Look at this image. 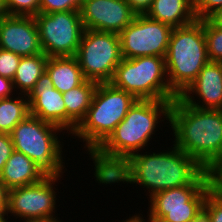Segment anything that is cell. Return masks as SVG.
Listing matches in <instances>:
<instances>
[{
  "instance_id": "obj_1",
  "label": "cell",
  "mask_w": 222,
  "mask_h": 222,
  "mask_svg": "<svg viewBox=\"0 0 222 222\" xmlns=\"http://www.w3.org/2000/svg\"><path fill=\"white\" fill-rule=\"evenodd\" d=\"M165 151L131 155L103 184H138L146 188L151 197L157 192L190 183H207L212 178L211 171L205 170L174 144Z\"/></svg>"
},
{
  "instance_id": "obj_32",
  "label": "cell",
  "mask_w": 222,
  "mask_h": 222,
  "mask_svg": "<svg viewBox=\"0 0 222 222\" xmlns=\"http://www.w3.org/2000/svg\"><path fill=\"white\" fill-rule=\"evenodd\" d=\"M8 189L0 181V215L5 219V213L7 210Z\"/></svg>"
},
{
  "instance_id": "obj_25",
  "label": "cell",
  "mask_w": 222,
  "mask_h": 222,
  "mask_svg": "<svg viewBox=\"0 0 222 222\" xmlns=\"http://www.w3.org/2000/svg\"><path fill=\"white\" fill-rule=\"evenodd\" d=\"M40 0H5L9 15L36 16L39 14Z\"/></svg>"
},
{
  "instance_id": "obj_18",
  "label": "cell",
  "mask_w": 222,
  "mask_h": 222,
  "mask_svg": "<svg viewBox=\"0 0 222 222\" xmlns=\"http://www.w3.org/2000/svg\"><path fill=\"white\" fill-rule=\"evenodd\" d=\"M145 15L172 28L182 27L196 20L193 0H153Z\"/></svg>"
},
{
  "instance_id": "obj_3",
  "label": "cell",
  "mask_w": 222,
  "mask_h": 222,
  "mask_svg": "<svg viewBox=\"0 0 222 222\" xmlns=\"http://www.w3.org/2000/svg\"><path fill=\"white\" fill-rule=\"evenodd\" d=\"M169 123L174 145L205 170L222 166V110L198 109L177 97L171 104Z\"/></svg>"
},
{
  "instance_id": "obj_5",
  "label": "cell",
  "mask_w": 222,
  "mask_h": 222,
  "mask_svg": "<svg viewBox=\"0 0 222 222\" xmlns=\"http://www.w3.org/2000/svg\"><path fill=\"white\" fill-rule=\"evenodd\" d=\"M136 100L110 83H98L85 118L72 135L85 142L84 148L91 155L125 118Z\"/></svg>"
},
{
  "instance_id": "obj_38",
  "label": "cell",
  "mask_w": 222,
  "mask_h": 222,
  "mask_svg": "<svg viewBox=\"0 0 222 222\" xmlns=\"http://www.w3.org/2000/svg\"><path fill=\"white\" fill-rule=\"evenodd\" d=\"M148 216H149L148 222H163V221L160 220V219H156V218L151 217L149 214H148Z\"/></svg>"
},
{
  "instance_id": "obj_22",
  "label": "cell",
  "mask_w": 222,
  "mask_h": 222,
  "mask_svg": "<svg viewBox=\"0 0 222 222\" xmlns=\"http://www.w3.org/2000/svg\"><path fill=\"white\" fill-rule=\"evenodd\" d=\"M0 99V133L10 134L14 127L29 115L26 95Z\"/></svg>"
},
{
  "instance_id": "obj_31",
  "label": "cell",
  "mask_w": 222,
  "mask_h": 222,
  "mask_svg": "<svg viewBox=\"0 0 222 222\" xmlns=\"http://www.w3.org/2000/svg\"><path fill=\"white\" fill-rule=\"evenodd\" d=\"M13 89L14 87L12 80L0 75V99L11 97L12 92L17 91V89Z\"/></svg>"
},
{
  "instance_id": "obj_16",
  "label": "cell",
  "mask_w": 222,
  "mask_h": 222,
  "mask_svg": "<svg viewBox=\"0 0 222 222\" xmlns=\"http://www.w3.org/2000/svg\"><path fill=\"white\" fill-rule=\"evenodd\" d=\"M29 114L66 130V108L63 95L53 86L45 71L27 95Z\"/></svg>"
},
{
  "instance_id": "obj_24",
  "label": "cell",
  "mask_w": 222,
  "mask_h": 222,
  "mask_svg": "<svg viewBox=\"0 0 222 222\" xmlns=\"http://www.w3.org/2000/svg\"><path fill=\"white\" fill-rule=\"evenodd\" d=\"M203 219L206 222H222V193L213 187L203 204Z\"/></svg>"
},
{
  "instance_id": "obj_17",
  "label": "cell",
  "mask_w": 222,
  "mask_h": 222,
  "mask_svg": "<svg viewBox=\"0 0 222 222\" xmlns=\"http://www.w3.org/2000/svg\"><path fill=\"white\" fill-rule=\"evenodd\" d=\"M44 177L29 157L15 150L0 173V181L8 190L38 183Z\"/></svg>"
},
{
  "instance_id": "obj_21",
  "label": "cell",
  "mask_w": 222,
  "mask_h": 222,
  "mask_svg": "<svg viewBox=\"0 0 222 222\" xmlns=\"http://www.w3.org/2000/svg\"><path fill=\"white\" fill-rule=\"evenodd\" d=\"M48 57L45 54L21 57L18 68L12 80L13 87L20 89L18 95H28L37 80L46 71Z\"/></svg>"
},
{
  "instance_id": "obj_19",
  "label": "cell",
  "mask_w": 222,
  "mask_h": 222,
  "mask_svg": "<svg viewBox=\"0 0 222 222\" xmlns=\"http://www.w3.org/2000/svg\"><path fill=\"white\" fill-rule=\"evenodd\" d=\"M98 83L85 80L81 85L62 93L66 108V131L72 134L85 118Z\"/></svg>"
},
{
  "instance_id": "obj_14",
  "label": "cell",
  "mask_w": 222,
  "mask_h": 222,
  "mask_svg": "<svg viewBox=\"0 0 222 222\" xmlns=\"http://www.w3.org/2000/svg\"><path fill=\"white\" fill-rule=\"evenodd\" d=\"M0 48L21 57L44 54L34 16L8 15L1 19Z\"/></svg>"
},
{
  "instance_id": "obj_7",
  "label": "cell",
  "mask_w": 222,
  "mask_h": 222,
  "mask_svg": "<svg viewBox=\"0 0 222 222\" xmlns=\"http://www.w3.org/2000/svg\"><path fill=\"white\" fill-rule=\"evenodd\" d=\"M109 83L138 100L174 101L178 97L169 86L165 57L123 58Z\"/></svg>"
},
{
  "instance_id": "obj_9",
  "label": "cell",
  "mask_w": 222,
  "mask_h": 222,
  "mask_svg": "<svg viewBox=\"0 0 222 222\" xmlns=\"http://www.w3.org/2000/svg\"><path fill=\"white\" fill-rule=\"evenodd\" d=\"M214 187L207 183H190L155 193L150 197L149 215L163 222H198L203 217L207 193Z\"/></svg>"
},
{
  "instance_id": "obj_34",
  "label": "cell",
  "mask_w": 222,
  "mask_h": 222,
  "mask_svg": "<svg viewBox=\"0 0 222 222\" xmlns=\"http://www.w3.org/2000/svg\"><path fill=\"white\" fill-rule=\"evenodd\" d=\"M212 24L222 28V7L217 9L207 18Z\"/></svg>"
},
{
  "instance_id": "obj_8",
  "label": "cell",
  "mask_w": 222,
  "mask_h": 222,
  "mask_svg": "<svg viewBox=\"0 0 222 222\" xmlns=\"http://www.w3.org/2000/svg\"><path fill=\"white\" fill-rule=\"evenodd\" d=\"M75 57L86 80L109 83L123 59L120 36L85 29Z\"/></svg>"
},
{
  "instance_id": "obj_37",
  "label": "cell",
  "mask_w": 222,
  "mask_h": 222,
  "mask_svg": "<svg viewBox=\"0 0 222 222\" xmlns=\"http://www.w3.org/2000/svg\"><path fill=\"white\" fill-rule=\"evenodd\" d=\"M122 222H145V219H143V215L140 216V214L139 215L136 214V215L132 216L131 218L129 216L128 219H126L125 221H122Z\"/></svg>"
},
{
  "instance_id": "obj_29",
  "label": "cell",
  "mask_w": 222,
  "mask_h": 222,
  "mask_svg": "<svg viewBox=\"0 0 222 222\" xmlns=\"http://www.w3.org/2000/svg\"><path fill=\"white\" fill-rule=\"evenodd\" d=\"M13 151L14 146L10 134L0 133V173Z\"/></svg>"
},
{
  "instance_id": "obj_13",
  "label": "cell",
  "mask_w": 222,
  "mask_h": 222,
  "mask_svg": "<svg viewBox=\"0 0 222 222\" xmlns=\"http://www.w3.org/2000/svg\"><path fill=\"white\" fill-rule=\"evenodd\" d=\"M79 12L85 29L117 34L137 15L126 0H83Z\"/></svg>"
},
{
  "instance_id": "obj_12",
  "label": "cell",
  "mask_w": 222,
  "mask_h": 222,
  "mask_svg": "<svg viewBox=\"0 0 222 222\" xmlns=\"http://www.w3.org/2000/svg\"><path fill=\"white\" fill-rule=\"evenodd\" d=\"M59 177H44L40 182L8 190L7 210L20 219H42L55 217L56 188ZM55 189V190H54Z\"/></svg>"
},
{
  "instance_id": "obj_36",
  "label": "cell",
  "mask_w": 222,
  "mask_h": 222,
  "mask_svg": "<svg viewBox=\"0 0 222 222\" xmlns=\"http://www.w3.org/2000/svg\"><path fill=\"white\" fill-rule=\"evenodd\" d=\"M8 12L5 5V0H0V20L8 16Z\"/></svg>"
},
{
  "instance_id": "obj_6",
  "label": "cell",
  "mask_w": 222,
  "mask_h": 222,
  "mask_svg": "<svg viewBox=\"0 0 222 222\" xmlns=\"http://www.w3.org/2000/svg\"><path fill=\"white\" fill-rule=\"evenodd\" d=\"M63 130L40 118L28 115L10 133L14 150L29 157L45 177H61L63 162L62 143L58 133Z\"/></svg>"
},
{
  "instance_id": "obj_26",
  "label": "cell",
  "mask_w": 222,
  "mask_h": 222,
  "mask_svg": "<svg viewBox=\"0 0 222 222\" xmlns=\"http://www.w3.org/2000/svg\"><path fill=\"white\" fill-rule=\"evenodd\" d=\"M83 0H40L39 13L79 11Z\"/></svg>"
},
{
  "instance_id": "obj_30",
  "label": "cell",
  "mask_w": 222,
  "mask_h": 222,
  "mask_svg": "<svg viewBox=\"0 0 222 222\" xmlns=\"http://www.w3.org/2000/svg\"><path fill=\"white\" fill-rule=\"evenodd\" d=\"M137 15H144L151 7L153 0H126Z\"/></svg>"
},
{
  "instance_id": "obj_2",
  "label": "cell",
  "mask_w": 222,
  "mask_h": 222,
  "mask_svg": "<svg viewBox=\"0 0 222 222\" xmlns=\"http://www.w3.org/2000/svg\"><path fill=\"white\" fill-rule=\"evenodd\" d=\"M172 102L138 99L135 101L115 130L89 156L90 160L94 161V176L98 183L103 184L131 155L145 150L152 135L157 131V124L164 121L160 117L169 122Z\"/></svg>"
},
{
  "instance_id": "obj_20",
  "label": "cell",
  "mask_w": 222,
  "mask_h": 222,
  "mask_svg": "<svg viewBox=\"0 0 222 222\" xmlns=\"http://www.w3.org/2000/svg\"><path fill=\"white\" fill-rule=\"evenodd\" d=\"M46 72L60 93L67 92L86 80L75 56L48 57Z\"/></svg>"
},
{
  "instance_id": "obj_40",
  "label": "cell",
  "mask_w": 222,
  "mask_h": 222,
  "mask_svg": "<svg viewBox=\"0 0 222 222\" xmlns=\"http://www.w3.org/2000/svg\"><path fill=\"white\" fill-rule=\"evenodd\" d=\"M198 222H206L203 217Z\"/></svg>"
},
{
  "instance_id": "obj_23",
  "label": "cell",
  "mask_w": 222,
  "mask_h": 222,
  "mask_svg": "<svg viewBox=\"0 0 222 222\" xmlns=\"http://www.w3.org/2000/svg\"><path fill=\"white\" fill-rule=\"evenodd\" d=\"M204 35L209 60L222 62V28L204 19Z\"/></svg>"
},
{
  "instance_id": "obj_28",
  "label": "cell",
  "mask_w": 222,
  "mask_h": 222,
  "mask_svg": "<svg viewBox=\"0 0 222 222\" xmlns=\"http://www.w3.org/2000/svg\"><path fill=\"white\" fill-rule=\"evenodd\" d=\"M222 7V0H193L196 19H207L213 12Z\"/></svg>"
},
{
  "instance_id": "obj_27",
  "label": "cell",
  "mask_w": 222,
  "mask_h": 222,
  "mask_svg": "<svg viewBox=\"0 0 222 222\" xmlns=\"http://www.w3.org/2000/svg\"><path fill=\"white\" fill-rule=\"evenodd\" d=\"M21 56L0 48V75L13 80Z\"/></svg>"
},
{
  "instance_id": "obj_35",
  "label": "cell",
  "mask_w": 222,
  "mask_h": 222,
  "mask_svg": "<svg viewBox=\"0 0 222 222\" xmlns=\"http://www.w3.org/2000/svg\"><path fill=\"white\" fill-rule=\"evenodd\" d=\"M23 222H62L58 218H42V219H21ZM8 222V221H5Z\"/></svg>"
},
{
  "instance_id": "obj_4",
  "label": "cell",
  "mask_w": 222,
  "mask_h": 222,
  "mask_svg": "<svg viewBox=\"0 0 222 222\" xmlns=\"http://www.w3.org/2000/svg\"><path fill=\"white\" fill-rule=\"evenodd\" d=\"M209 61L204 19H196L191 24L173 28L165 64L169 86L178 97L198 77Z\"/></svg>"
},
{
  "instance_id": "obj_11",
  "label": "cell",
  "mask_w": 222,
  "mask_h": 222,
  "mask_svg": "<svg viewBox=\"0 0 222 222\" xmlns=\"http://www.w3.org/2000/svg\"><path fill=\"white\" fill-rule=\"evenodd\" d=\"M173 28L144 15H136L119 33L123 58L165 57Z\"/></svg>"
},
{
  "instance_id": "obj_15",
  "label": "cell",
  "mask_w": 222,
  "mask_h": 222,
  "mask_svg": "<svg viewBox=\"0 0 222 222\" xmlns=\"http://www.w3.org/2000/svg\"><path fill=\"white\" fill-rule=\"evenodd\" d=\"M179 98L198 109L222 110V62H207Z\"/></svg>"
},
{
  "instance_id": "obj_39",
  "label": "cell",
  "mask_w": 222,
  "mask_h": 222,
  "mask_svg": "<svg viewBox=\"0 0 222 222\" xmlns=\"http://www.w3.org/2000/svg\"><path fill=\"white\" fill-rule=\"evenodd\" d=\"M8 220V217L6 219H4L1 215H0V222H5Z\"/></svg>"
},
{
  "instance_id": "obj_10",
  "label": "cell",
  "mask_w": 222,
  "mask_h": 222,
  "mask_svg": "<svg viewBox=\"0 0 222 222\" xmlns=\"http://www.w3.org/2000/svg\"><path fill=\"white\" fill-rule=\"evenodd\" d=\"M34 18L47 57L76 55L85 30L79 11L39 13Z\"/></svg>"
},
{
  "instance_id": "obj_33",
  "label": "cell",
  "mask_w": 222,
  "mask_h": 222,
  "mask_svg": "<svg viewBox=\"0 0 222 222\" xmlns=\"http://www.w3.org/2000/svg\"><path fill=\"white\" fill-rule=\"evenodd\" d=\"M212 179L214 182V187L222 193V166L218 167L212 172Z\"/></svg>"
}]
</instances>
